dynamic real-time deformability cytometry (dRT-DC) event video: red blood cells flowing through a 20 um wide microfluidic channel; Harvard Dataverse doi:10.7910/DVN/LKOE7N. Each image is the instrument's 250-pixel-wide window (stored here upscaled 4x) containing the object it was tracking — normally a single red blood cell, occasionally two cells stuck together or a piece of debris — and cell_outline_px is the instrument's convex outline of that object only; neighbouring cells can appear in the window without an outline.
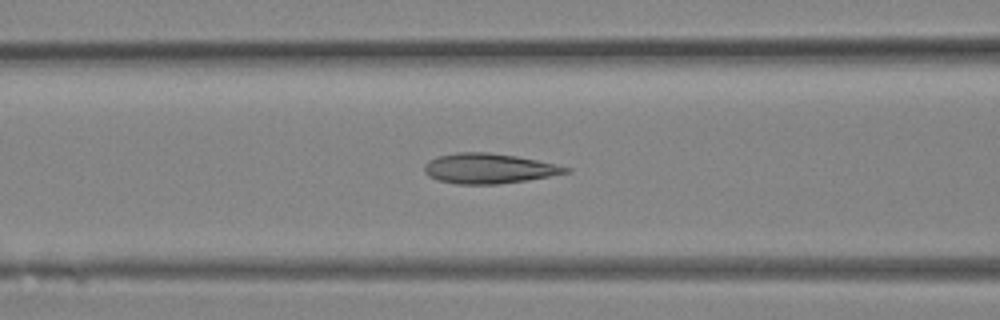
{"species": "Egyptian fruit bat (a non-hibernating species)", "species_latin": "Rousettus aegyptiacus", "temperature_condition": "room temperature", "stored_images_in_passage": 22, "camera_frame_rate_fps": 3000, "um_per_image_px": 0.085, "animal": {"sex": "female"}, "frame": {"image": 1, "passage_image": 5, "time_ms": 1.333, "image_size_px": [1000, 320], "cell_outline_px": [[572, 172], [528, 180], [496, 184], [456, 184], [436, 180], [428, 176], [424, 172], [424, 164], [428, 160], [436, 156], [456, 152], [488, 152], [516, 156], [536, 160], [572, 168]], "centroid_in_image_um": [41.51, 14.32], "position_along_channel_um": 125.1, "area_um2": 24.97}}
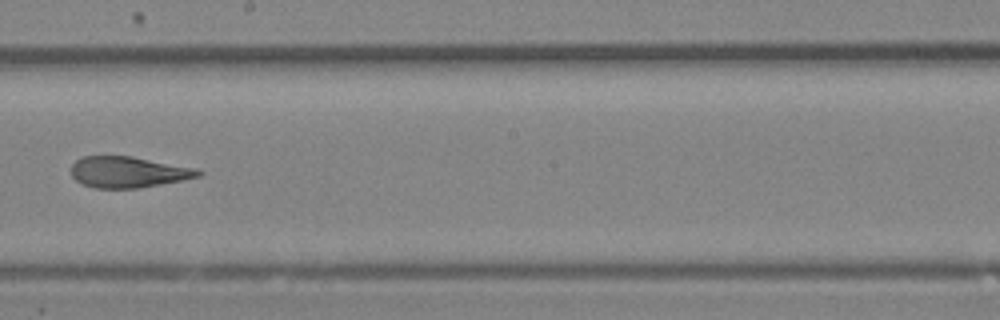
{"frame": {"image": 2, "passage_image": 10, "time_ms": 3.0, "image_size_px": [1000, 320], "cell_outline_px": [[204, 172], [200, 176], [184, 180], [136, 188], [96, 188], [84, 184], [76, 180], [72, 176], [72, 164], [76, 160], [84, 156], [132, 156], [196, 168]], "centroid_in_image_um": [10.92, 14.62], "position_along_channel_um": 237.3, "area_um2": 22.89}}
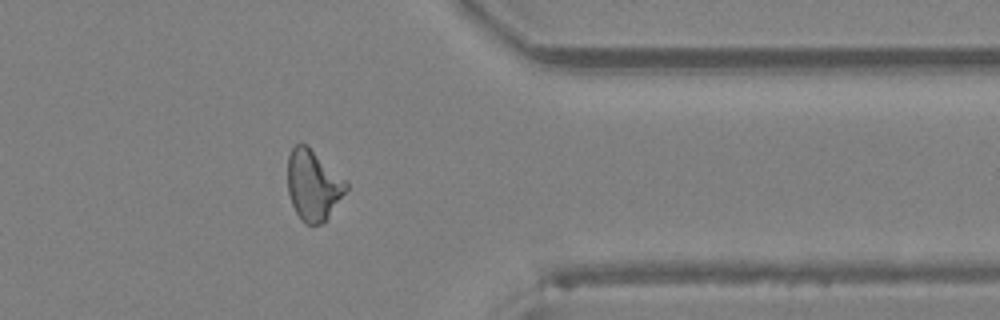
{"frame": {"image": 3, "passage_image": 17, "time_ms": 5.333, "image_size_px": [1000, 320], "cell_outline_px": [[348, 188], [324, 224], [304, 224], [300, 220], [292, 204], [288, 192], [288, 156], [292, 148], [296, 144], [308, 144], [348, 184]], "centroid_in_image_um": [26.61, 15.75], "position_along_channel_um": 384.8, "area_um2": 23.99}}